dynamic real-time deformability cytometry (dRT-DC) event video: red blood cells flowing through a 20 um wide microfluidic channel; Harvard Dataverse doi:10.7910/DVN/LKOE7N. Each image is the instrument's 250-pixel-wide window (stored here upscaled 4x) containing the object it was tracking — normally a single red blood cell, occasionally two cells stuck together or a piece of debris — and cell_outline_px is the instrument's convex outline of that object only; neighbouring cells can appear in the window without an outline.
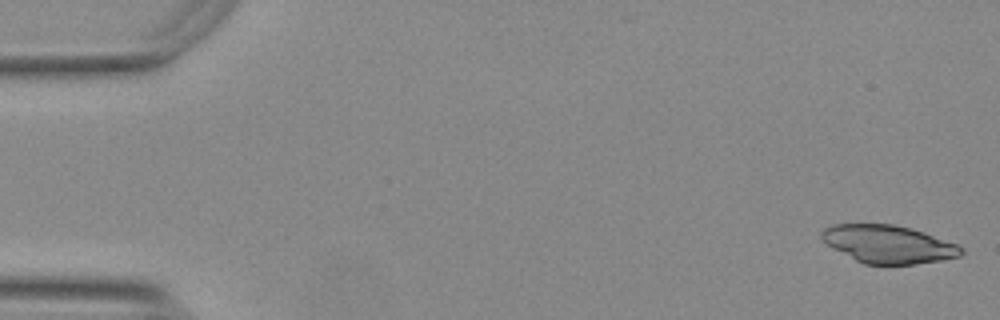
{"species": "Egyptian fruit bat (a non-hibernating species)", "species_latin": "Rousettus aegyptiacus", "temperature_condition": "warm", "stored_images_in_passage": 53, "camera_frame_rate_fps": 3000, "um_per_image_px": 0.085, "animal": {"sex": "female"}, "frame": {"image": 1, "passage_image": 1, "time_ms": 0.0, "image_size_px": [1000, 320], "cell_outline_px": [[964, 252], [960, 256], [944, 260], [916, 264], [864, 264], [832, 248], [820, 236], [820, 232], [824, 228], [832, 224], [892, 224], [908, 228], [956, 244], [964, 248]], "centroid_in_image_um": [75.49, 20.76], "position_along_channel_um": 9.5, "area_um2": 30.52}}
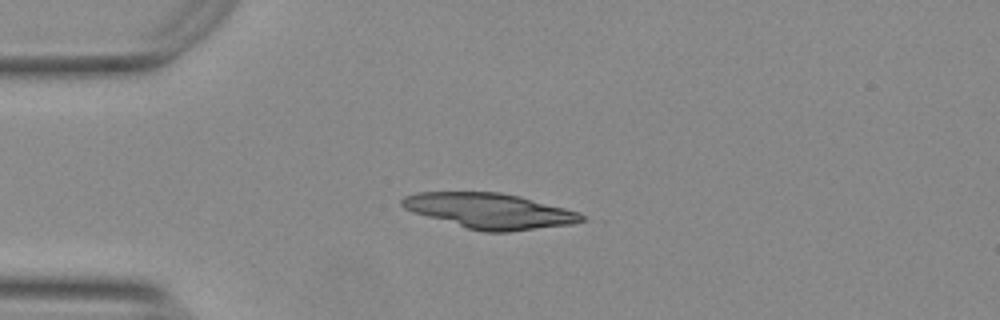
{"frame": {"image": 2, "passage_image": 13, "time_ms": 4.0, "image_size_px": [1000, 320], "cell_outline_px": [[588, 220], [572, 224], [508, 232], [484, 232], [468, 228], [412, 212], [404, 208], [400, 204], [400, 200], [404, 196], [416, 192], [500, 192], [520, 196], [564, 208], [576, 212], [584, 216]], "centroid_in_image_um": [41.6, 17.92], "position_along_channel_um": 43.4, "area_um2": 36.82}}